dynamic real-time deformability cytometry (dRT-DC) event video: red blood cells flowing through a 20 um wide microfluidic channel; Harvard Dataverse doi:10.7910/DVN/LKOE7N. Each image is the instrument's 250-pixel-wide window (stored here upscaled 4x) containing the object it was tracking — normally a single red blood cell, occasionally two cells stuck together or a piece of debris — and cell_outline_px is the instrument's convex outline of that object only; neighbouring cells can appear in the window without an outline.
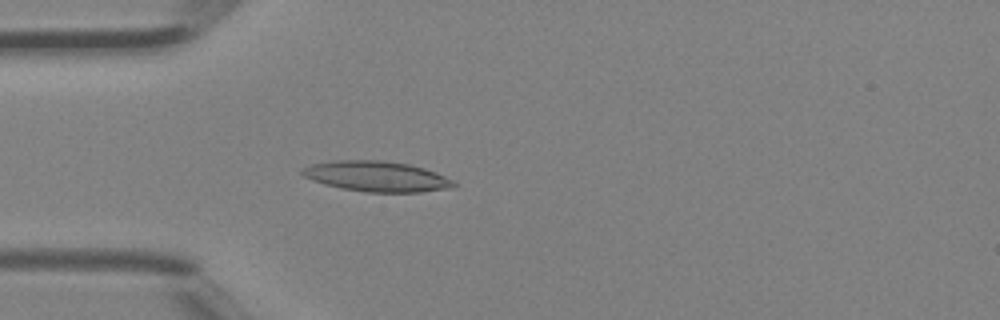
{"species": "Egyptian fruit bat (a non-hibernating species)", "species_latin": "Rousettus aegyptiacus", "temperature_condition": "room temperature", "stored_images_in_passage": 43, "camera_frame_rate_fps": 3000, "um_per_image_px": 0.085, "animal": {"sex": "female"}, "frame": {"image": 1, "passage_image": 11, "time_ms": 3.333, "image_size_px": [1000, 320], "cell_outline_px": [[456, 188], [420, 192], [364, 192], [340, 188], [324, 184], [312, 180], [304, 176], [300, 172], [300, 168], [312, 164], [332, 160], [384, 160], [408, 164], [424, 168], [436, 172], [452, 180], [456, 184]], "centroid_in_image_um": [32.01, 14.99], "position_along_channel_um": 53.0, "area_um2": 27.11}}
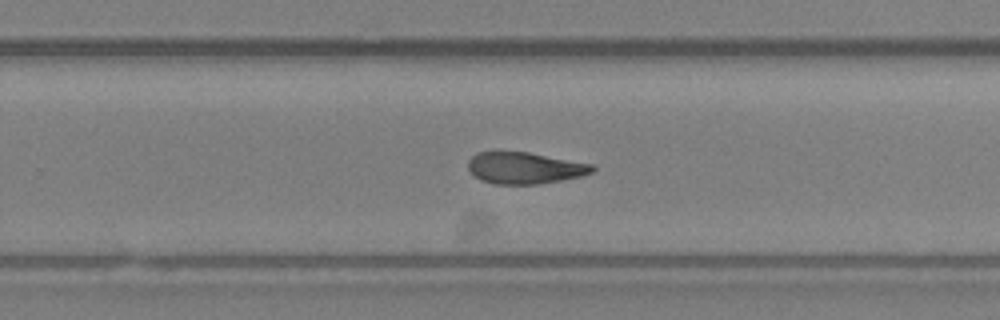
{"frame": {"image": 2, "passage_image": 27, "time_ms": 8.667, "image_size_px": [1000, 320], "cell_outline_px": [[596, 168], [592, 172], [580, 176], [540, 184], [496, 184], [480, 180], [468, 168], [468, 160], [476, 152], [496, 148], [528, 152], [592, 164]], "centroid_in_image_um": [44.52, 14.23], "position_along_channel_um": 285.3, "area_um2": 23.41}}
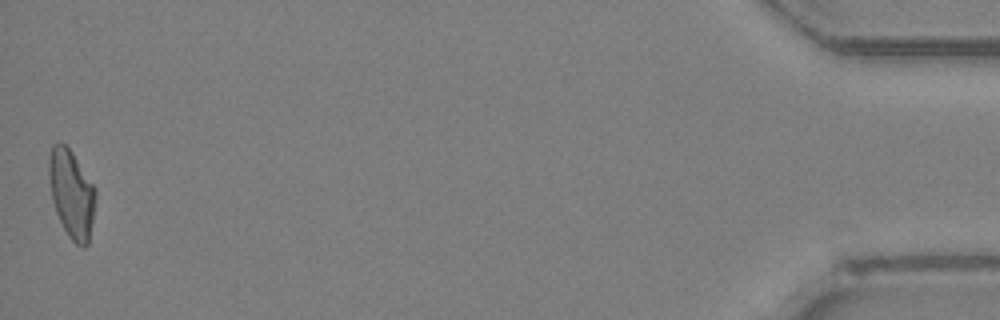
{"frame": {"image": 3, "passage_image": 43, "time_ms": 14.0, "image_size_px": [1000, 320], "cell_outline_px": [[96, 196], [88, 244], [84, 248], [76, 244], [68, 236], [56, 212], [52, 200], [48, 172], [48, 164], [52, 144], [64, 144], [72, 152], [96, 188]], "centroid_in_image_um": [6.08, 16.48], "position_along_channel_um": 429.1, "area_um2": 23.7}, "authors_computed_cell_mechanics": {"area_um2": 23.698, "velocity_mm_per_s": 4.5133, "shape_relaxation_time_tau1_ms": null, "shape_relaxation_time_tau2_ms": 7.7299, "deformation_change_tau1": null, "deformation_change_tau2": 0.2015}}